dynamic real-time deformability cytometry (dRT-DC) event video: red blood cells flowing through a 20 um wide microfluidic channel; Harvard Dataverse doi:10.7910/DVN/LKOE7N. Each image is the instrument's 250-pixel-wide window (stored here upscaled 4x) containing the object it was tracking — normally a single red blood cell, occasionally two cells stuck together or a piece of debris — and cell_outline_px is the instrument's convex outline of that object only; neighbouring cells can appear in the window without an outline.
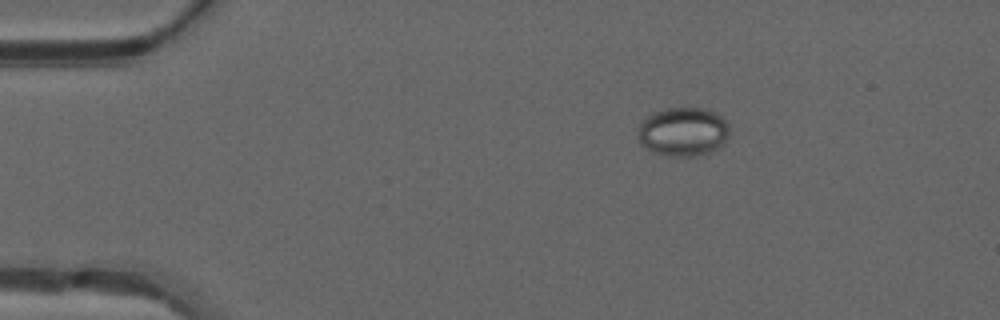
{"species": "common noctule bat (a hibernating species)", "species_latin": "Nyctalus noctula", "temperature_condition": "warm", "stored_images_in_passage": 41, "camera_frame_rate_fps": 3000, "um_per_image_px": 0.085, "animal": {"sex": "male", "forearm_length_mm": 52.5}, "frame": {"image": 1, "passage_image": 1, "time_ms": 0.0, "image_size_px": [1000, 320], "cell_outline_px": [[728, 136], [724, 144], [712, 152], [696, 156], [668, 156], [652, 152], [644, 148], [640, 144], [640, 124], [652, 112], [668, 108], [704, 108], [716, 112], [728, 124]], "centroid_in_image_um": [58.09, 11.21], "position_along_channel_um": 26.9, "area_um2": 26.13}}
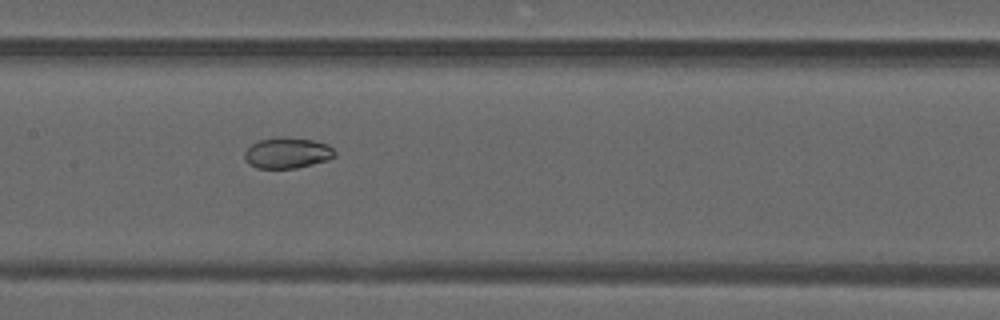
{"frame": {"image": 2, "passage_image": 17, "time_ms": 5.333, "image_size_px": [1000, 320], "cell_outline_px": [[336, 156], [328, 160], [296, 168], [256, 168], [248, 164], [244, 156], [244, 152], [252, 144], [260, 140], [280, 136], [312, 140], [328, 144], [336, 152]], "centroid_in_image_um": [24.43, 13.0], "position_along_channel_um": 183.0, "area_um2": 16.24}}
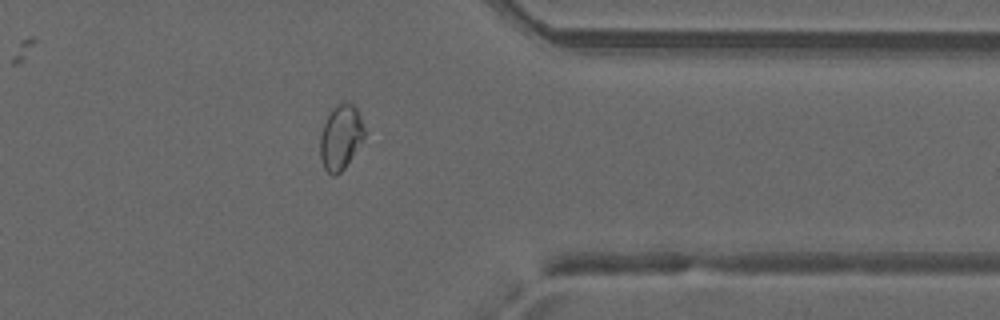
{"frame": {"image": 3, "passage_image": 32, "time_ms": 10.333, "image_size_px": [1000, 320], "cell_outline_px": [[364, 136], [344, 168], [336, 176], [332, 176], [324, 168], [320, 156], [320, 136], [324, 124], [332, 108], [340, 100], [352, 104], [356, 108], [360, 116], [364, 128]], "centroid_in_image_um": [28.93, 11.64], "position_along_channel_um": 382.5, "area_um2": 16.47}}